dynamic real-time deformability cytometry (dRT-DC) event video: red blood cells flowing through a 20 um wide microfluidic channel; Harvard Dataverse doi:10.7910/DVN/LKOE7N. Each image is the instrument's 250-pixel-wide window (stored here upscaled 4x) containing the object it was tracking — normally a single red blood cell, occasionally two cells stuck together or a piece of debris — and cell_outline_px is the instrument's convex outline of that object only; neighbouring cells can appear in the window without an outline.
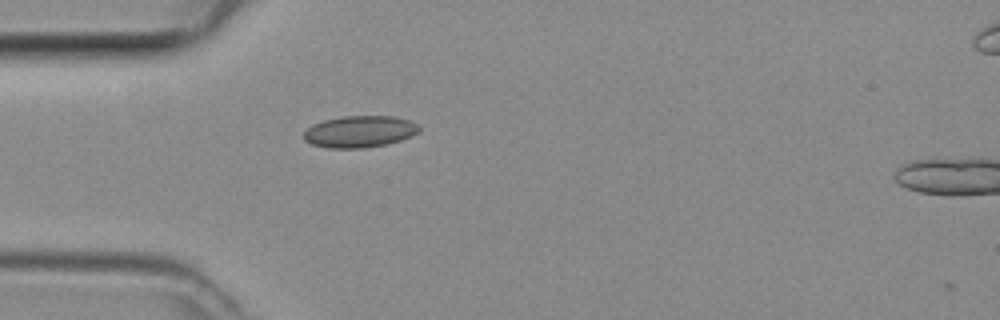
{"species": "common noctule bat (a hibernating species)", "species_latin": "Nyctalus noctula", "temperature_condition": "room temperature", "stored_images_in_passage": 32, "camera_frame_rate_fps": 3000, "um_per_image_px": 0.085, "animal": {"sex": "female", "body_mass_g": 29.2, "forearm_length_mm": 56.3}, "frame": {"image": 1, "passage_image": 1, "time_ms": 0.0, "image_size_px": [1000, 320], "cell_outline_px": [[420, 132], [412, 136], [388, 144], [364, 148], [328, 148], [312, 144], [304, 140], [304, 132], [312, 124], [324, 120], [344, 116], [392, 116], [408, 120], [416, 124], [420, 128]], "centroid_in_image_um": [30.57, 11.19], "position_along_channel_um": 54.4, "area_um2": 21.33}}
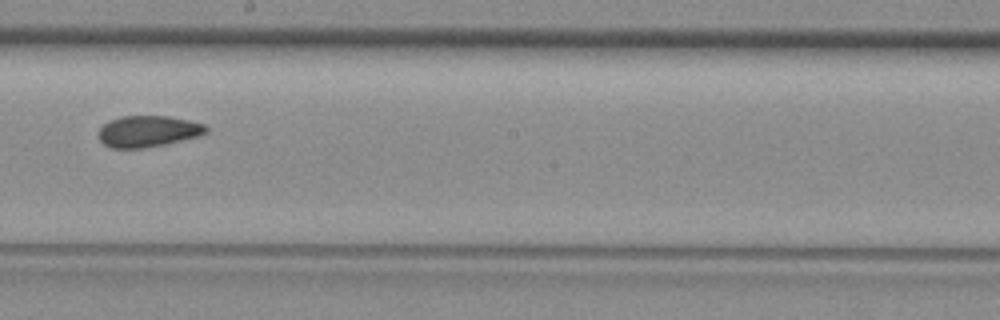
{"frame": {"image": 2, "passage_image": 14, "time_ms": 4.333, "image_size_px": [1000, 320], "cell_outline_px": [[208, 132], [200, 136], [164, 144], [140, 148], [112, 148], [104, 144], [100, 140], [100, 128], [108, 120], [120, 116], [168, 116], [188, 120], [204, 124], [208, 128]], "centroid_in_image_um": [12.6, 11.15], "position_along_channel_um": 235.6, "area_um2": 19.54}}
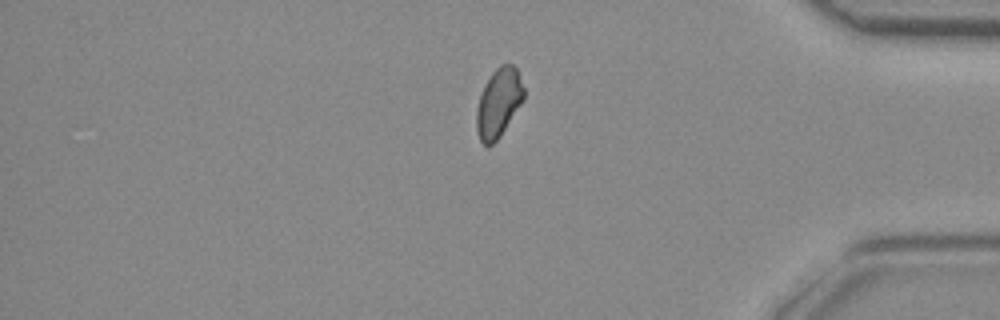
{"frame": {"image": 3, "passage_image": 27, "time_ms": 8.667, "image_size_px": [1000, 320], "cell_outline_px": [[524, 100], [500, 136], [492, 144], [484, 144], [480, 140], [476, 128], [476, 108], [484, 84], [492, 72], [500, 64], [512, 64], [516, 68], [524, 88]], "centroid_in_image_um": [42.38, 8.72], "position_along_channel_um": 392.8, "area_um2": 18.9}}